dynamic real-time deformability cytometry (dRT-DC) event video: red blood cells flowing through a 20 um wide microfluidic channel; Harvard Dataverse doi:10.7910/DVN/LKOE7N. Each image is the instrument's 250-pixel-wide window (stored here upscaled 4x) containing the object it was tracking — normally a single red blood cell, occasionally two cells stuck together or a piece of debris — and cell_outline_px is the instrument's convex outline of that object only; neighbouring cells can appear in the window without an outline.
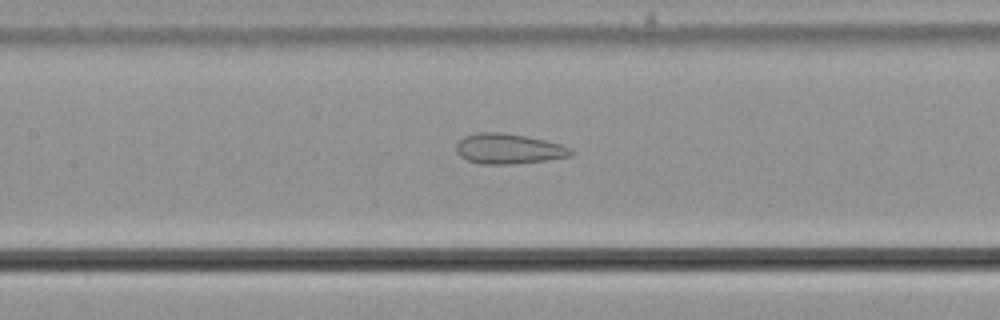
{"species": "common noctule bat (a hibernating species)", "species_latin": "Nyctalus noctula", "temperature_condition": "cold", "stored_images_in_passage": 55, "camera_frame_rate_fps": 3000, "um_per_image_px": 0.085, "animal": {"sex": "male", "body_mass_g": 21.5, "forearm_length_mm": 52.0}, "frame": {"image": 1, "passage_image": 25, "time_ms": 8.0, "image_size_px": [1000, 320], "cell_outline_px": [[572, 156], [548, 160], [508, 164], [480, 164], [468, 160], [460, 156], [456, 152], [456, 144], [464, 136], [476, 132], [504, 132], [544, 140], [560, 144], [572, 148]], "centroid_in_image_um": [43.21, 12.64], "position_along_channel_um": 164.2, "area_um2": 20.23}}
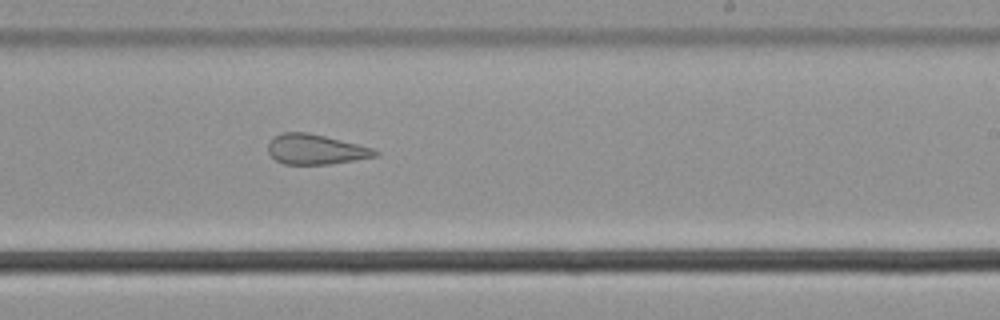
{"frame": {"image": 2, "passage_image": 33, "time_ms": 10.667, "image_size_px": [1000, 320], "cell_outline_px": [[380, 152], [376, 156], [328, 164], [284, 164], [276, 160], [268, 152], [268, 144], [276, 136], [284, 132], [308, 132], [372, 148]], "centroid_in_image_um": [26.8, 12.7], "position_along_channel_um": 262.2, "area_um2": 18.32}}
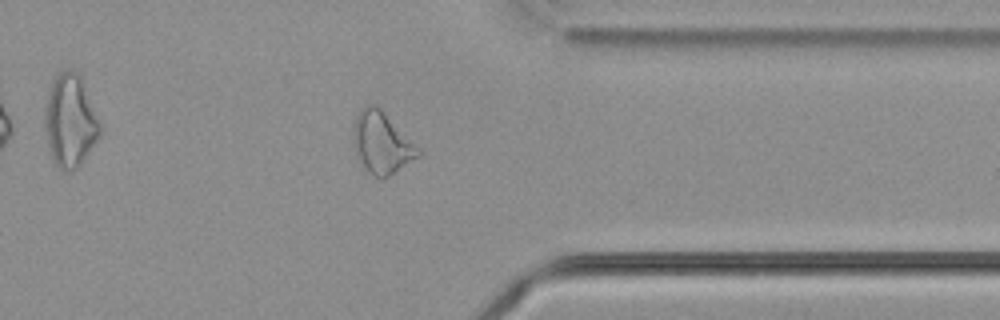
{"frame": {"image": 3, "passage_image": 43, "time_ms": 14.0, "image_size_px": [1000, 320], "cell_outline_px": [[420, 156], [388, 176], [376, 176], [368, 172], [364, 168], [356, 156], [352, 144], [352, 128], [356, 116], [360, 108], [364, 104], [376, 104], [420, 148]], "centroid_in_image_um": [32.4, 12.1], "position_along_channel_um": 379.0, "area_um2": 23.41}, "authors_computed_cell_mechanics": {"area_um2": 25.143, "velocity_mm_per_s": 3.6876, "shape_relaxation_time_tau1_ms": null, "shape_relaxation_time_tau2_ms": 2.353, "deformation_change_tau1": null, "deformation_change_tau2": 0.116}}